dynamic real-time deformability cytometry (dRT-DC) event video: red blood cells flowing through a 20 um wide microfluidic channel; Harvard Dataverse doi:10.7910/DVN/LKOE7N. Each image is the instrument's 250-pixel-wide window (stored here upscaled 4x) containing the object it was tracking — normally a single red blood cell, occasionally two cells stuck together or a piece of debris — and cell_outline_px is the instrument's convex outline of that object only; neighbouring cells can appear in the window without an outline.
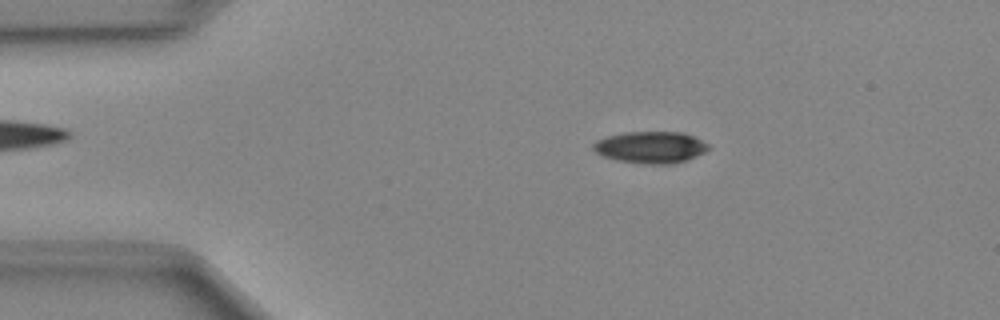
{"species": "Egyptian fruit bat (a non-hibernating species)", "species_latin": "Rousettus aegyptiacus", "temperature_condition": "cold", "stored_images_in_passage": 42, "camera_frame_rate_fps": 3000, "um_per_image_px": 0.085, "animal": {"sex": "female"}, "frame": {"image": 1, "passage_image": 2, "time_ms": 0.333, "image_size_px": [1000, 320], "cell_outline_px": [[708, 148], [704, 152], [696, 156], [684, 160], [664, 164], [648, 164], [620, 160], [604, 156], [596, 152], [592, 148], [592, 144], [596, 140], [608, 136], [624, 132], [684, 132], [708, 144]], "centroid_in_image_um": [55.27, 12.5], "position_along_channel_um": 29.7, "area_um2": 20.87}}
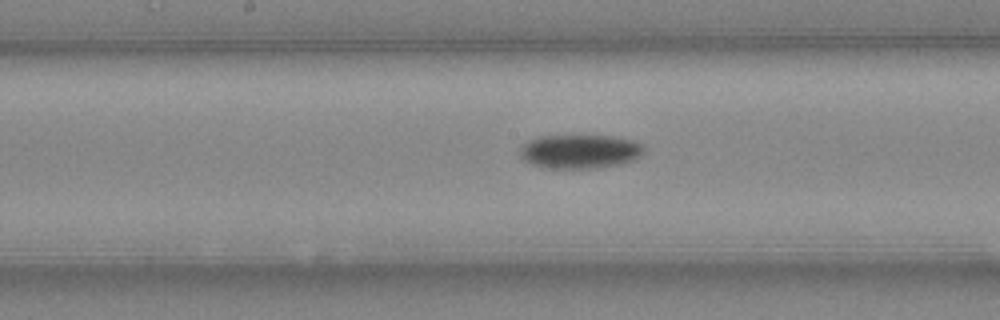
{"frame": {"image": 2, "passage_image": 18, "time_ms": 5.667, "image_size_px": [1000, 320], "cell_outline_px": [[644, 152], [640, 156], [632, 160], [620, 164], [596, 168], [548, 168], [532, 164], [524, 160], [520, 156], [520, 148], [528, 140], [540, 136], [612, 136], [632, 140], [644, 144]], "centroid_in_image_um": [49.3, 12.87], "position_along_channel_um": 198.9, "area_um2": 24.51}}
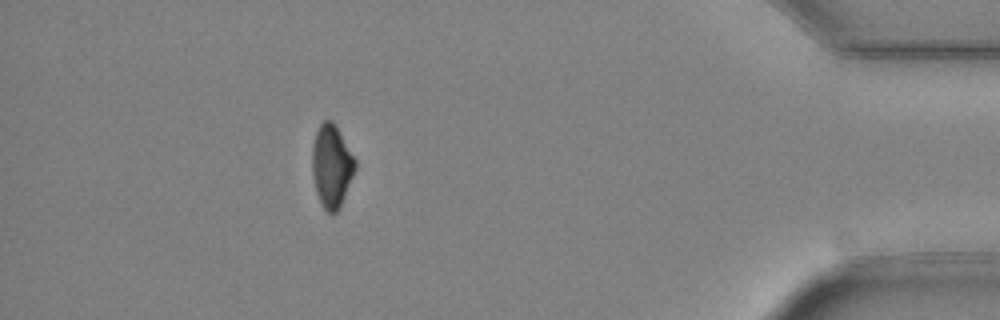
{"frame": {"image": 3, "passage_image": 37, "time_ms": 12.0, "image_size_px": [1000, 320], "cell_outline_px": [[356, 168], [340, 208], [332, 216], [320, 204], [316, 192], [312, 172], [312, 148], [316, 132], [320, 124], [324, 120], [332, 120], [336, 124], [356, 160]], "centroid_in_image_um": [28.19, 14.12], "position_along_channel_um": 407.0, "area_um2": 20.92}}